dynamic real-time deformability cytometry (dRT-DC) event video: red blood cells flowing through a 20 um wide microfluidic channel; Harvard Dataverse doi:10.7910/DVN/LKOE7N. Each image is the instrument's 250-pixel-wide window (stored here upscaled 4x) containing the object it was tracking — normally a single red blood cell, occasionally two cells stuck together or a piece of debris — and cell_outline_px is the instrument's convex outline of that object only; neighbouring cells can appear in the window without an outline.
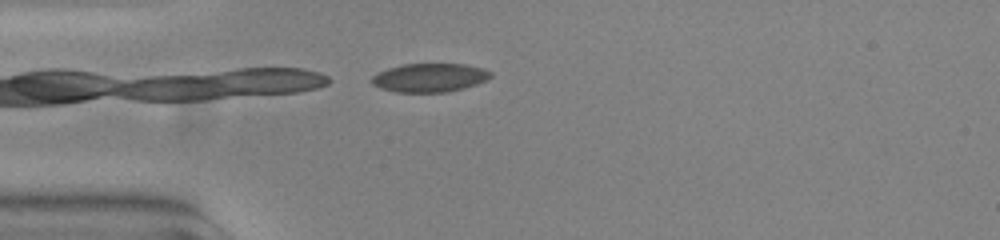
{"species": "common noctule bat (a hibernating species)", "species_latin": "Nyctalus noctula", "temperature_condition": "warm", "stored_images_in_passage": 40, "camera_frame_rate_fps": 3000, "um_per_image_px": 0.085, "animal": {"sex": "female", "body_mass_g": 23.0, "forearm_length_mm": 53.4}, "frame": {"image": 1, "passage_image": 1, "time_ms": 0.0, "image_size_px": [1000, 240], "cell_outline_px": [[492, 76], [476, 84], [464, 88], [448, 92], [396, 92], [380, 88], [372, 84], [372, 76], [376, 72], [388, 68], [404, 64], [464, 64], [484, 68], [492, 72]], "centroid_in_image_um": [36.51, 6.6], "position_along_channel_um": 48.5, "area_um2": 19.88}}
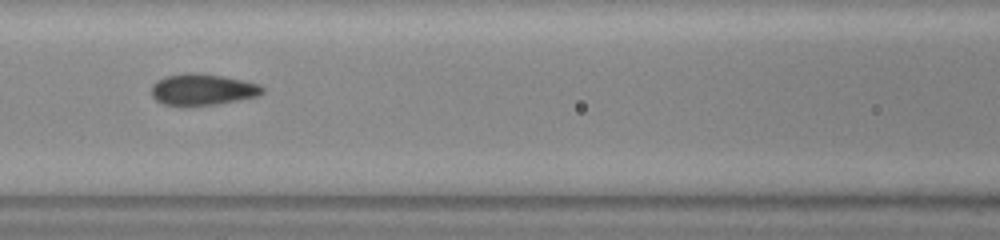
{"frame": {"image": 2, "passage_image": 10, "time_ms": 3.0, "image_size_px": [1000, 240], "cell_outline_px": [[264, 92], [256, 96], [216, 104], [164, 104], [156, 100], [152, 96], [152, 84], [156, 80], [164, 76], [188, 72], [200, 72], [224, 76], [244, 80], [260, 84], [264, 88]], "centroid_in_image_um": [17.22, 7.56], "position_along_channel_um": 149.4, "area_um2": 20.11}}
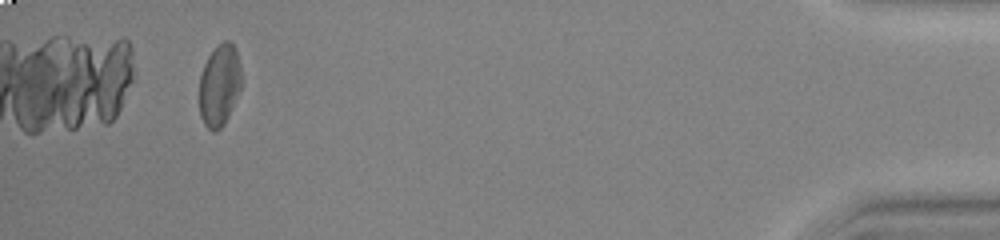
{"frame": {"image": 3, "passage_image": 37, "time_ms": 12.0, "image_size_px": [1000, 240], "cell_outline_px": [[240, 88], [228, 116], [224, 124], [216, 132], [212, 132], [204, 124], [200, 116], [200, 76], [204, 64], [208, 56], [224, 40], [232, 40], [236, 48], [240, 68]], "centroid_in_image_um": [18.64, 7.24], "position_along_channel_um": 416.6, "area_um2": 19.83}, "authors_computed_cell_mechanics": {"area_um2": 20.23, "velocity_mm_per_s": 3.782, "shape_relaxation_time_tau1_ms": 9.9565, "shape_relaxation_time_tau2_ms": 1.1171, "deformation_change_tau1": 0.1992, "deformation_change_tau2": 0.0712}}